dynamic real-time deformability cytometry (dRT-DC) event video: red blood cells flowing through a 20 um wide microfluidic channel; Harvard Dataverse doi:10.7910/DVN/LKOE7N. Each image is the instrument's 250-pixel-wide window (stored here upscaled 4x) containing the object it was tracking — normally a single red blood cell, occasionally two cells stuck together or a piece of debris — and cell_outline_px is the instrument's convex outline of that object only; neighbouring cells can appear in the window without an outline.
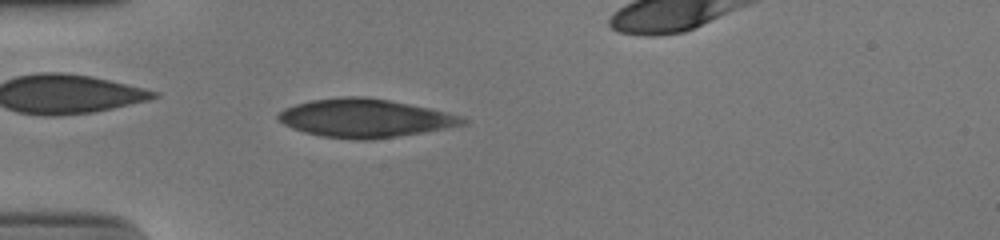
{"species": "human", "species_latin": "Homo sapiens", "temperature_condition": "cold", "stored_images_in_passage": 48, "camera_frame_rate_fps": 3000, "um_per_image_px": 0.085, "donor": {"sex": "male"}, "frame": {"image": 1, "passage_image": 16, "time_ms": 5.0, "image_size_px": [1000, 240], "cell_outline_px": [[468, 124], [424, 132], [368, 140], [356, 140], [320, 136], [304, 132], [292, 128], [284, 124], [276, 116], [284, 108], [296, 104], [312, 100], [344, 96], [364, 96], [388, 100], [448, 112], [464, 116], [468, 120]], "centroid_in_image_um": [31.04, 10.04], "position_along_channel_um": 54.0, "area_um2": 41.21}}
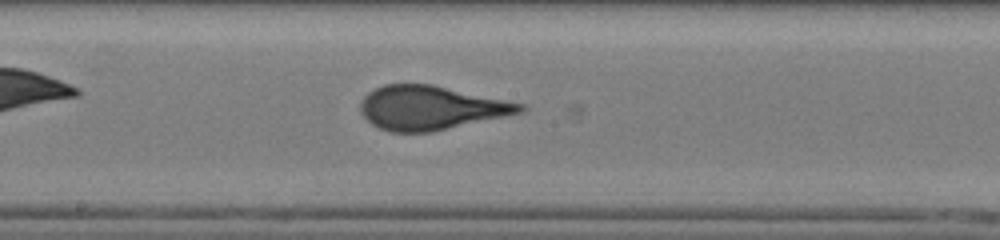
{"frame": {"image": 2, "passage_image": 29, "time_ms": 9.333, "image_size_px": [1000, 240], "cell_outline_px": [[528, 108], [524, 112], [432, 132], [388, 132], [372, 124], [360, 112], [360, 100], [368, 92], [384, 84], [432, 84], [524, 104]], "centroid_in_image_um": [36.61, 9.16], "position_along_channel_um": 211.6, "area_um2": 40.86}}
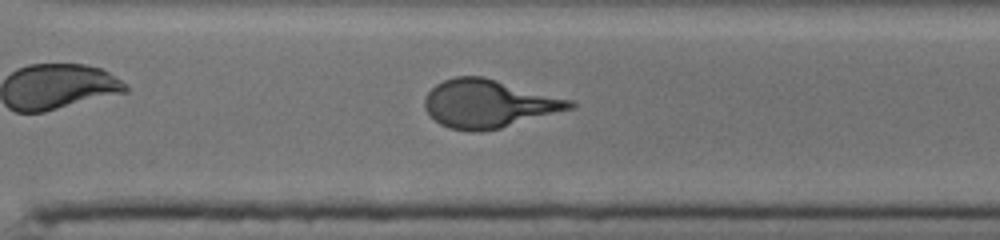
{"frame": {"image": 3, "passage_image": 38, "time_ms": 12.333, "image_size_px": [1000, 240], "cell_outline_px": [[576, 108], [500, 128], [480, 132], [468, 132], [448, 128], [440, 124], [424, 108], [424, 100], [428, 92], [436, 84], [444, 80], [456, 76], [484, 76], [576, 100]], "centroid_in_image_um": [41.59, 8.81], "position_along_channel_um": 329.0, "area_um2": 41.27}}